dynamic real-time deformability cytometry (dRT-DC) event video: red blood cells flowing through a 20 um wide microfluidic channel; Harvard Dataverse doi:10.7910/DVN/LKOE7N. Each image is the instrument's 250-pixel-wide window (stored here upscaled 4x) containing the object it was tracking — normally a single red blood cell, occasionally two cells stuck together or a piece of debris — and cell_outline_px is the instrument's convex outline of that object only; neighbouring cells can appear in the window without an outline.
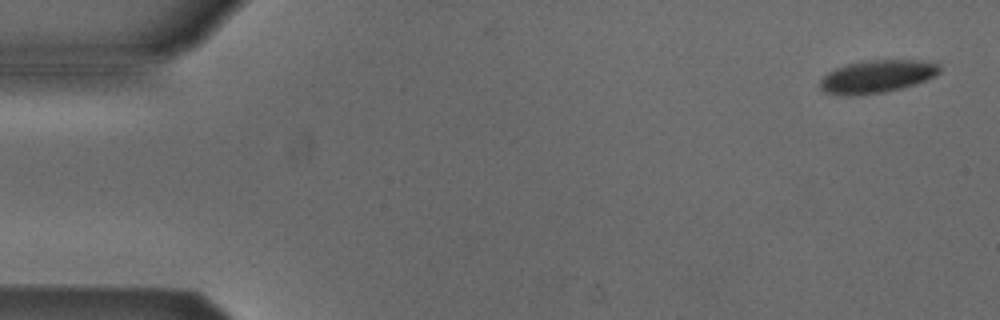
{"species": "Egyptian fruit bat (a non-hibernating species)", "species_latin": "Rousettus aegyptiacus", "temperature_condition": "cold", "stored_images_in_passage": 6, "camera_frame_rate_fps": 3000, "um_per_image_px": 0.085, "animal": {"sex": "male"}, "frame": {"image": 1, "passage_image": 1, "time_ms": 0.0, "image_size_px": [1000, 320], "cell_outline_px": [[940, 72], [924, 80], [900, 88], [884, 92], [848, 96], [824, 92], [820, 88], [820, 80], [828, 72], [836, 68], [848, 64], [864, 60], [924, 60], [940, 64]], "centroid_in_image_um": [74.52, 6.49], "position_along_channel_um": 10.5, "area_um2": 22.6}}
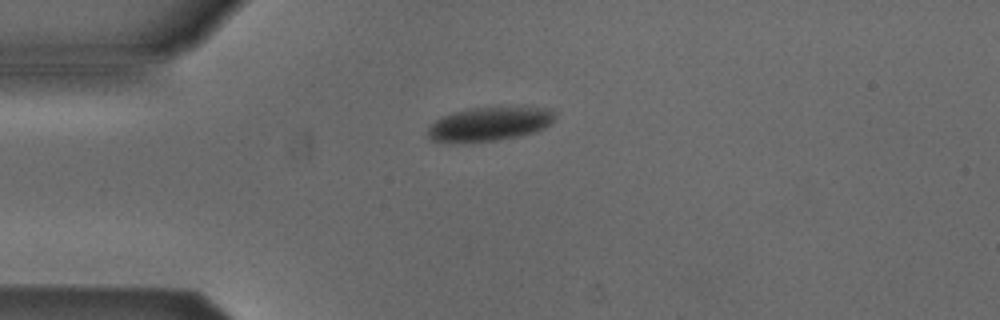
{"frame": {"image": 2, "passage_image": 4, "time_ms": 3.667, "image_size_px": [1000, 320], "cell_outline_px": [[556, 116], [544, 128], [536, 132], [496, 140], [432, 140], [428, 136], [428, 128], [440, 116], [452, 112], [468, 108], [552, 108], [556, 112]], "centroid_in_image_um": [41.64, 10.5], "position_along_channel_um": 43.4, "area_um2": 24.22}}